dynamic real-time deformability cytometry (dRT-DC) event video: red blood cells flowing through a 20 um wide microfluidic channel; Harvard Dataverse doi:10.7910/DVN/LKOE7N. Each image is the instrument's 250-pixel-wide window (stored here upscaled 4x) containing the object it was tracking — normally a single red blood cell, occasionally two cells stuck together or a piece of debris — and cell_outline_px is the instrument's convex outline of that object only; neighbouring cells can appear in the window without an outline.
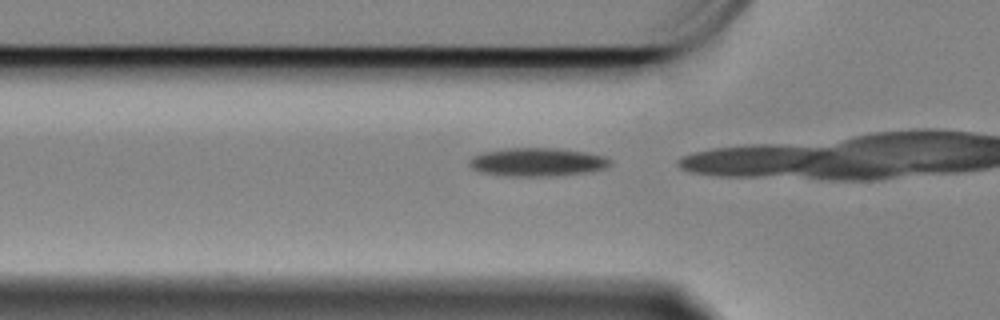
{"species": "Egyptian fruit bat (a non-hibernating species)", "species_latin": "Rousettus aegyptiacus", "temperature_condition": "cold", "stored_images_in_passage": 5, "camera_frame_rate_fps": 3000, "um_per_image_px": 0.085, "animal": {"sex": "female"}, "frame": {"image": 1, "passage_image": 3, "time_ms": 0.667, "image_size_px": [1000, 320], "cell_outline_px": [[612, 164], [604, 168], [592, 172], [548, 176], [516, 176], [480, 172], [472, 168], [468, 164], [468, 160], [472, 156], [484, 152], [504, 148], [560, 148], [588, 152], [608, 156], [612, 160]], "centroid_in_image_um": [45.73, 13.76], "position_along_channel_um": 80.1, "area_um2": 23.58}}